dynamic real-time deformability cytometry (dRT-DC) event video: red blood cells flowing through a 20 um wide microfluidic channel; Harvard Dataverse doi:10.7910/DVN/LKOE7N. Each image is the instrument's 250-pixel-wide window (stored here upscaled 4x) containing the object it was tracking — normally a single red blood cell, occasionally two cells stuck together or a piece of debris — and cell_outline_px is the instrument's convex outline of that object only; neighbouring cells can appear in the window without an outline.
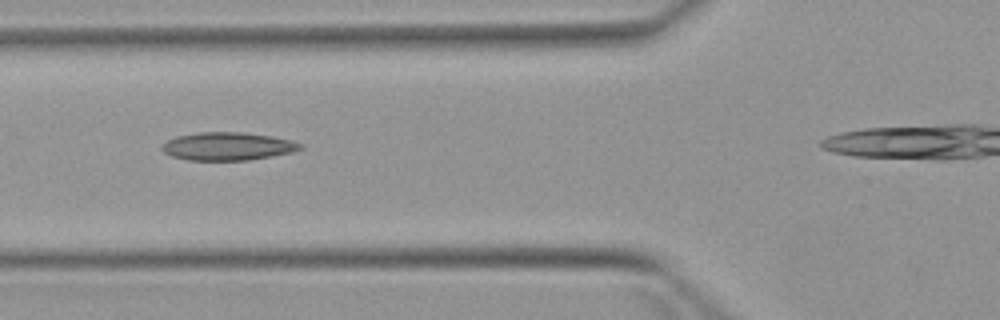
{"species": "Egyptian fruit bat (a non-hibernating species)", "species_latin": "Rousettus aegyptiacus", "temperature_condition": "warm", "stored_images_in_passage": 5, "camera_frame_rate_fps": 3000, "um_per_image_px": 0.085, "animal": {"sex": "female"}, "frame": {"image": 1, "passage_image": 2, "time_ms": 1.667, "image_size_px": [1000, 320], "cell_outline_px": [[304, 148], [292, 152], [272, 156], [248, 160], [188, 160], [172, 156], [164, 152], [160, 148], [168, 140], [176, 136], [196, 132], [244, 132], [272, 136], [292, 140], [304, 144]], "centroid_in_image_um": [19.39, 12.43], "position_along_channel_um": 106.4, "area_um2": 22.72}}
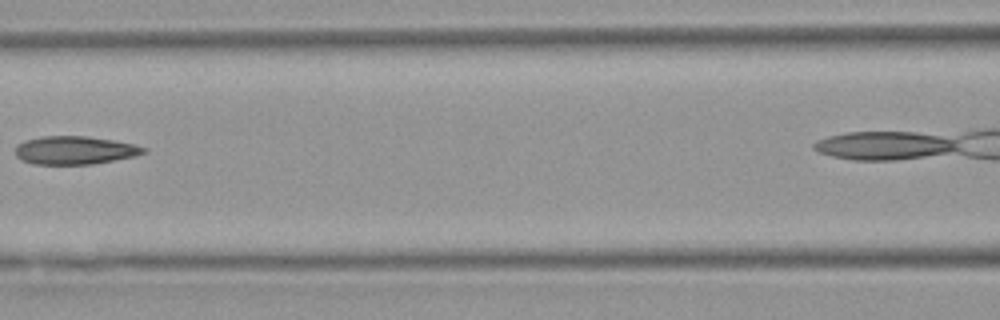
{"frame": {"image": 2, "passage_image": 3, "time_ms": 3.0, "image_size_px": [1000, 320], "cell_outline_px": [[148, 152], [136, 156], [92, 164], [32, 164], [20, 160], [16, 156], [16, 144], [24, 140], [44, 136], [88, 136], [112, 140], [132, 144], [148, 148]], "centroid_in_image_um": [6.35, 12.77], "position_along_channel_um": 160.3, "area_um2": 21.21}}